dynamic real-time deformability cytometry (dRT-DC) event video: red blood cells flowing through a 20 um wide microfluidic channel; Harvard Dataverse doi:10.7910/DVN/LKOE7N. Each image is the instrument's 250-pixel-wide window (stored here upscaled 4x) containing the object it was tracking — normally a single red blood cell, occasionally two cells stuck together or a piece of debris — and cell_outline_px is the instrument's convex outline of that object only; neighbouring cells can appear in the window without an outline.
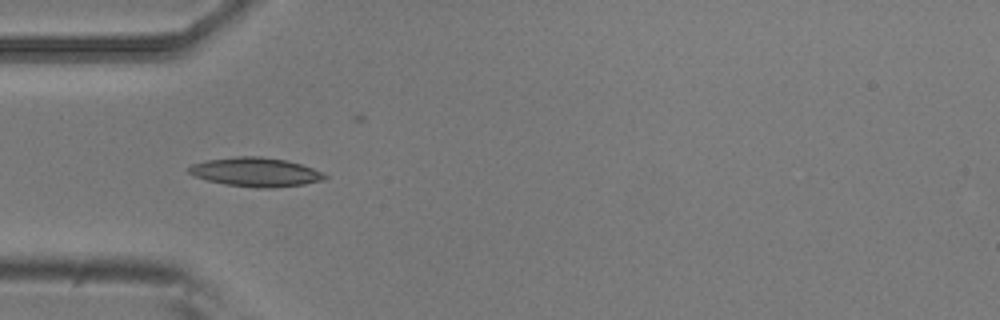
{"species": "common noctule bat (a hibernating species)", "species_latin": "Nyctalus noctula", "temperature_condition": "room temperature", "stored_images_in_passage": 14, "camera_frame_rate_fps": 3000, "um_per_image_px": 0.085, "animal": {"sex": "male", "body_mass_g": 20.5, "forearm_length_mm": 52.5}, "frame": {"image": 1, "passage_image": 4, "time_ms": 1.0, "image_size_px": [1000, 320], "cell_outline_px": [[328, 176], [324, 180], [304, 184], [276, 188], [256, 188], [224, 184], [208, 180], [196, 176], [188, 172], [188, 168], [192, 164], [204, 160], [236, 156], [260, 156], [288, 160], [324, 172]], "centroid_in_image_um": [21.75, 14.62], "position_along_channel_um": 63.2, "area_um2": 23.18}}
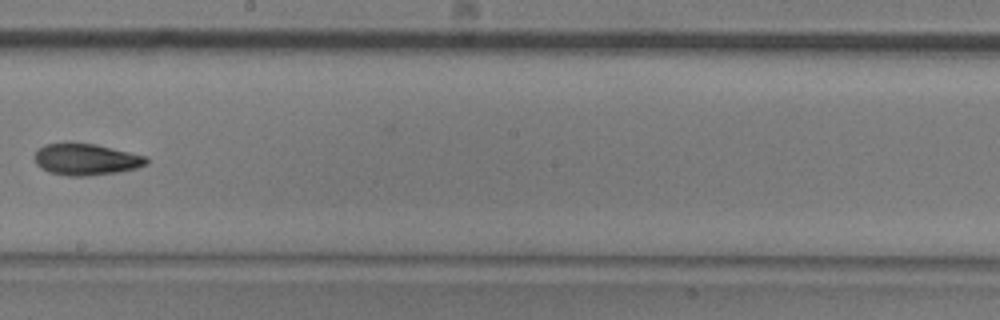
{"frame": {"image": 2, "passage_image": 8, "time_ms": 2.333, "image_size_px": [1000, 320], "cell_outline_px": [[148, 164], [136, 168], [120, 172], [88, 176], [68, 176], [48, 172], [40, 168], [36, 164], [36, 152], [44, 144], [96, 144], [144, 156], [148, 160]], "centroid_in_image_um": [7.32, 13.58], "position_along_channel_um": 240.9, "area_um2": 20.23}}
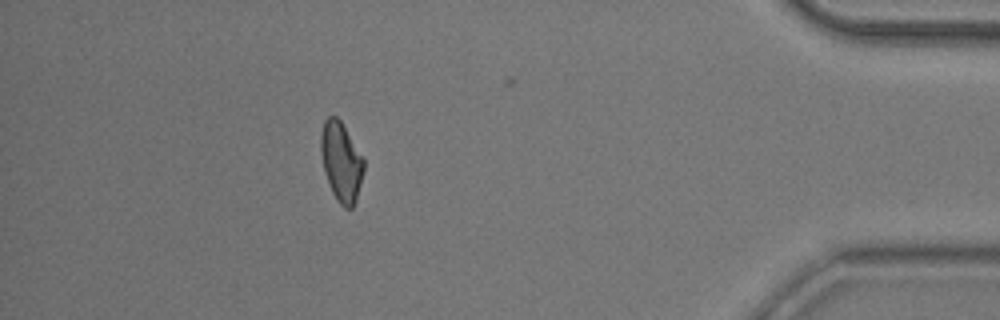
{"frame": {"image": 3, "passage_image": 13, "time_ms": 4.0, "image_size_px": [1000, 320], "cell_outline_px": [[364, 168], [356, 200], [352, 208], [344, 208], [336, 200], [332, 192], [324, 172], [320, 152], [320, 136], [324, 120], [328, 116], [336, 116], [340, 120], [364, 156]], "centroid_in_image_um": [28.99, 13.73], "position_along_channel_um": 406.2, "area_um2": 20.06}}